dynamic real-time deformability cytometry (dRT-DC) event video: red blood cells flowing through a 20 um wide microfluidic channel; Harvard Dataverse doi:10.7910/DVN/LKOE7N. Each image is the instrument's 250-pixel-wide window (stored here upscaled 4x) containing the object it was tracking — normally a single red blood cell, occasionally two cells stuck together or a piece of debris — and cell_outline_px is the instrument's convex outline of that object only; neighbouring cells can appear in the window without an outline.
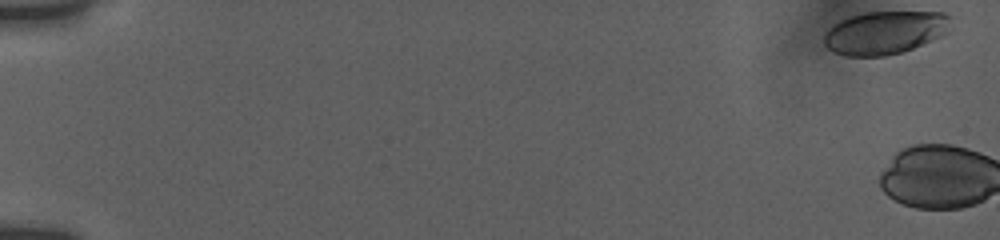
{"species": "human", "species_latin": "Homo sapiens", "temperature_condition": "room temperature", "stored_images_in_passage": 2, "camera_frame_rate_fps": 3000, "um_per_image_px": 0.085, "donor": {"sex": "female"}, "frame": {"image": 1, "passage_image": 1, "time_ms": 0.0, "image_size_px": [1000, 240], "cell_outline_px": [[952, 16], [944, 32], [940, 36], [912, 48], [900, 52], [884, 56], [844, 56], [828, 48], [824, 44], [824, 36], [828, 28], [840, 20], [848, 16], [864, 12], [944, 12]], "centroid_in_image_um": [75.16, 2.75], "position_along_channel_um": 9.8, "area_um2": 31.56}}